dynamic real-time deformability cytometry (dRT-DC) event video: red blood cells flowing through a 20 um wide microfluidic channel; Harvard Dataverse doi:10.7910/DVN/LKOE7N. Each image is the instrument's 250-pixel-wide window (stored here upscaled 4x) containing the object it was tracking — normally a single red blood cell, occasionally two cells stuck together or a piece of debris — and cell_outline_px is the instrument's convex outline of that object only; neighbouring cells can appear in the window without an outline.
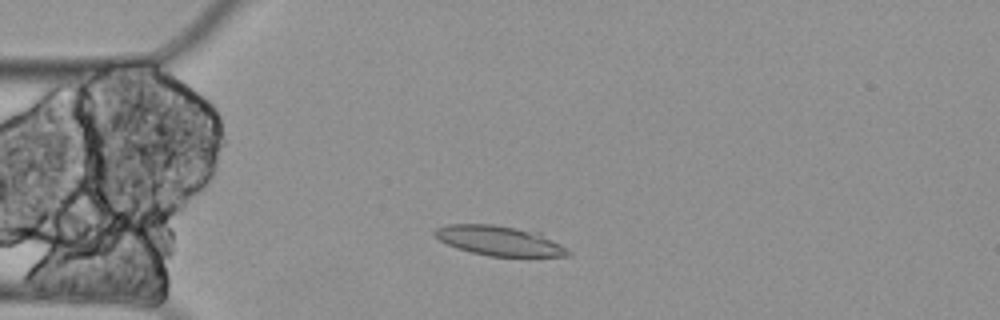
{"species": "Egyptian fruit bat (a non-hibernating species)", "species_latin": "Rousettus aegyptiacus", "temperature_condition": "cold", "stored_images_in_passage": 43, "segment_of_instrument_passage": [1, 2], "camera_frame_rate_fps": 3000, "um_per_image_px": 0.085, "animal": {"sex": "female"}, "frame": {"image": 1, "passage_image": 9, "time_ms": 2.667, "image_size_px": [1000, 320], "cell_outline_px": [[572, 256], [488, 256], [456, 248], [440, 240], [432, 232], [436, 228], [448, 224], [492, 224], [540, 232], [560, 244], [572, 252]], "centroid_in_image_um": [42.46, 20.46], "position_along_channel_um": 42.5, "area_um2": 23.06}}